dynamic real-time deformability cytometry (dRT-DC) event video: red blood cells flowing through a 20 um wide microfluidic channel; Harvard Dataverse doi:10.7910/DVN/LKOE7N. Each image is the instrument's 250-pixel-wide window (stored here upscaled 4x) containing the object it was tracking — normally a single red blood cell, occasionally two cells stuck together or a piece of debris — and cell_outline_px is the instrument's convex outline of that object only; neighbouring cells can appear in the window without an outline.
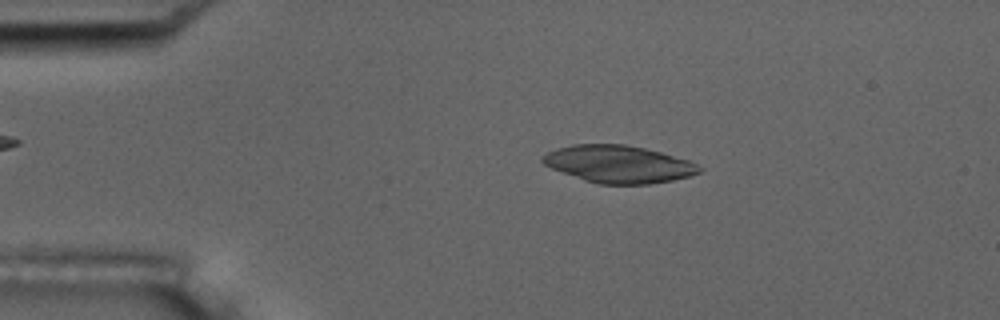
{"species": "common noctule bat (a hibernating species)", "species_latin": "Nyctalus noctula", "temperature_condition": "room temperature", "stored_images_in_passage": 52, "camera_frame_rate_fps": 3000, "um_per_image_px": 0.085, "animal": {"sex": "male", "body_mass_g": 17.5, "forearm_length_mm": 52.3}, "frame": {"image": 1, "passage_image": 9, "time_ms": 2.667, "image_size_px": [1000, 320], "cell_outline_px": [[704, 168], [700, 172], [692, 176], [672, 180], [648, 184], [600, 184], [584, 180], [552, 168], [544, 164], [540, 160], [540, 156], [556, 148], [572, 144], [624, 144], [644, 148], [660, 152], [688, 160]], "centroid_in_image_um": [52.57, 13.95], "position_along_channel_um": 32.4, "area_um2": 34.1}}